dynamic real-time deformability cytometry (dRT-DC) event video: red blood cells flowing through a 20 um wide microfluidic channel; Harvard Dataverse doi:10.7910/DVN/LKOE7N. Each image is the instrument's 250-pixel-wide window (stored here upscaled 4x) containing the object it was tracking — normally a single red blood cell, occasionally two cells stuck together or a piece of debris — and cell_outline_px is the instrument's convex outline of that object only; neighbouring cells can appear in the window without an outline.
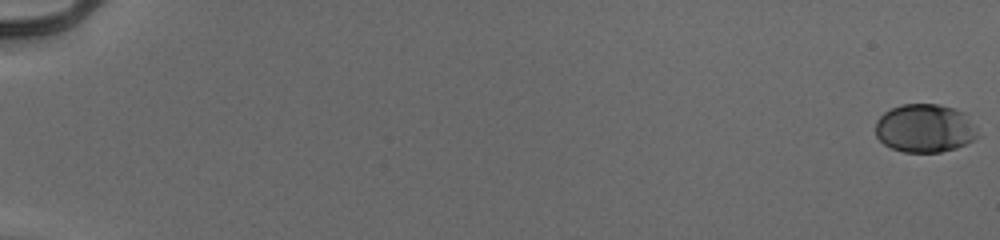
{"species": "human", "species_latin": "Homo sapiens", "temperature_condition": "cold", "stored_images_in_passage": 56, "camera_frame_rate_fps": 3000, "um_per_image_px": 0.085, "donor": {"sex": "male"}, "frame": {"image": 1, "passage_image": 1, "time_ms": 0.0, "image_size_px": [1000, 240], "cell_outline_px": [[976, 136], [972, 140], [956, 148], [940, 152], [904, 152], [892, 148], [884, 144], [876, 136], [876, 120], [884, 112], [900, 104], [936, 104], [952, 108], [960, 112]], "centroid_in_image_um": [78.47, 10.91], "position_along_channel_um": 6.5, "area_um2": 27.86}}
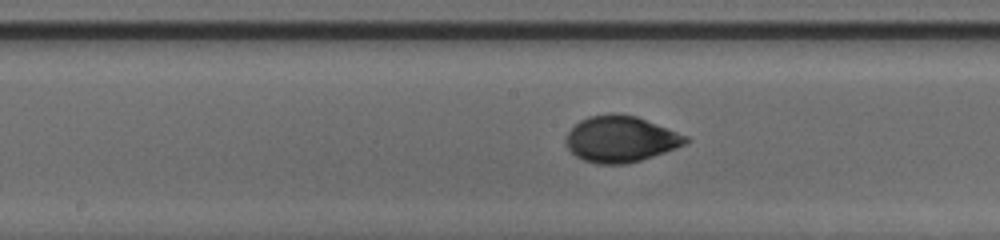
{"frame": {"image": 2, "passage_image": 32, "time_ms": 10.333, "image_size_px": [1000, 240], "cell_outline_px": [[692, 140], [676, 148], [640, 160], [624, 164], [596, 164], [584, 160], [576, 156], [568, 148], [568, 132], [580, 120], [588, 116], [612, 112], [616, 112], [636, 116], [688, 136]], "centroid_in_image_um": [52.77, 11.8], "position_along_channel_um": 195.4, "area_um2": 32.02}}
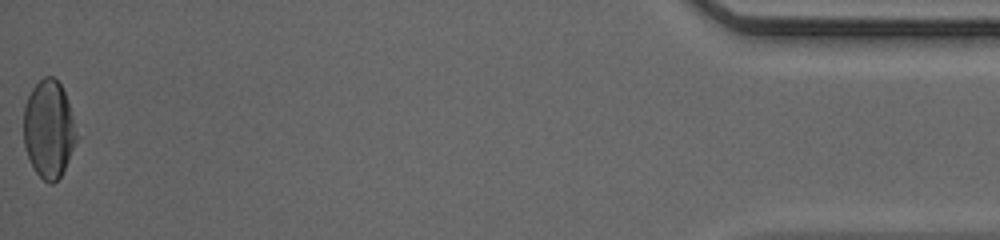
{"frame": {"image": 3, "passage_image": 56, "time_ms": 18.333, "image_size_px": [1000, 240], "cell_outline_px": [[76, 140], [68, 160], [60, 176], [52, 184], [48, 184], [36, 172], [28, 156], [24, 144], [24, 104], [32, 88], [44, 76], [52, 76], [60, 84], [64, 92], [68, 104], [76, 136]], "centroid_in_image_um": [4.11, 10.97], "position_along_channel_um": 431.1, "area_um2": 29.36}, "authors_computed_cell_mechanics": {"area_um2": 29.9404, "velocity_mm_per_s": 3.9678, "shape_relaxation_time_tau1_ms": 3.5571, "shape_relaxation_time_tau2_ms": null, "deformation_change_tau1": 0.1415, "deformation_change_tau2": null}}